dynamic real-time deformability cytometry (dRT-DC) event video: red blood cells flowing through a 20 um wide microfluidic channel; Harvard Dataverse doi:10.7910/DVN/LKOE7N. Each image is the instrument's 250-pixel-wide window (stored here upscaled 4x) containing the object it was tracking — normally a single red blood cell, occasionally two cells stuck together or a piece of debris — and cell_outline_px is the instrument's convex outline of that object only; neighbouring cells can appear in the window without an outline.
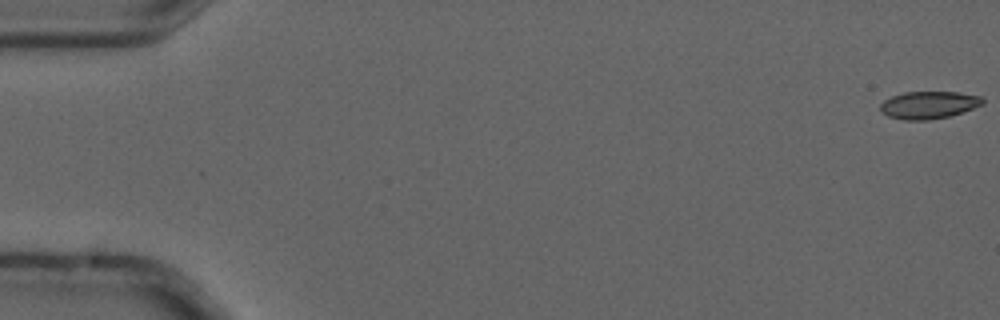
{"species": "common noctule bat (a hibernating species)", "species_latin": "Nyctalus noctula", "temperature_condition": "cold", "stored_images_in_passage": 6, "camera_frame_rate_fps": 3000, "um_per_image_px": 0.085, "animal": {"sex": "male", "forearm_length_mm": 52.5}, "frame": {"image": 1, "passage_image": 1, "time_ms": 0.0, "image_size_px": [1000, 320], "cell_outline_px": [[984, 104], [948, 116], [928, 120], [904, 120], [888, 116], [880, 108], [880, 104], [884, 100], [892, 96], [904, 92], [956, 92], [980, 96], [984, 100]], "centroid_in_image_um": [78.93, 8.91], "position_along_channel_um": 6.1, "area_um2": 16.13}}